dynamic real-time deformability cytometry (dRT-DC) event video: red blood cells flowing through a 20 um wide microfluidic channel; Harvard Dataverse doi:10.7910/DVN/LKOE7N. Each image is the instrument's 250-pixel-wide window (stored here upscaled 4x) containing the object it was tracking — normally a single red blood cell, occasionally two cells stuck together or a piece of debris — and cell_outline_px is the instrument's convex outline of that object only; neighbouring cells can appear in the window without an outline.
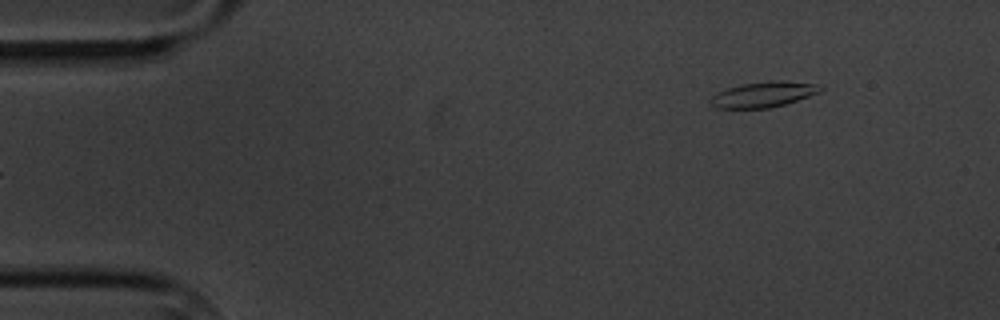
{"species": "common noctule bat (a hibernating species)", "species_latin": "Nyctalus noctula", "temperature_condition": "cold", "stored_images_in_passage": 3, "segment_of_instrument_passage": [2, 2], "camera_frame_rate_fps": 3000, "um_per_image_px": 0.085, "animal": {"sex": "male", "body_mass_g": 20.1, "forearm_length_mm": 53.5}, "frame": {"image": 1, "passage_image": 3, "time_ms": 3.333, "image_size_px": [1000, 320], "cell_outline_px": [[824, 88], [820, 92], [784, 104], [768, 108], [716, 108], [712, 104], [712, 96], [728, 88], [744, 84], [772, 80], [820, 84]], "centroid_in_image_um": [64.94, 8.02], "position_along_channel_um": 20.1, "area_um2": 15.9}}